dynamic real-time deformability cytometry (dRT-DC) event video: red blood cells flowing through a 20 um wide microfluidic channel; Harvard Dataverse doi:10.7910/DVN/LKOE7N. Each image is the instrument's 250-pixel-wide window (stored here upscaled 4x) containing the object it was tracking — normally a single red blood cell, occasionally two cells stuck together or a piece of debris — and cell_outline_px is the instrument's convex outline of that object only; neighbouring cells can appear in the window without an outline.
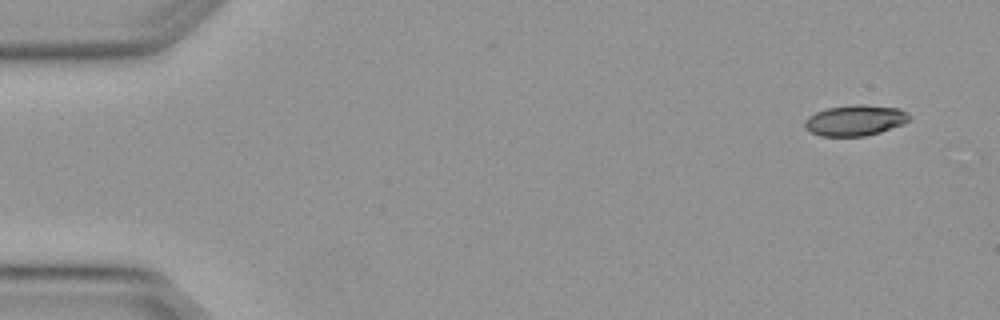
{"species": "Egyptian fruit bat (a non-hibernating species)", "species_latin": "Rousettus aegyptiacus", "temperature_condition": "warm", "stored_images_in_passage": 5, "camera_frame_rate_fps": 3000, "um_per_image_px": 0.085, "animal": {"sex": "female"}, "frame": {"image": 1, "passage_image": 1, "time_ms": 0.0, "image_size_px": [1000, 320], "cell_outline_px": [[912, 116], [904, 124], [880, 132], [864, 136], [820, 136], [808, 132], [804, 128], [804, 120], [808, 116], [816, 112], [828, 108], [852, 104], [860, 104], [900, 108], [908, 112]], "centroid_in_image_um": [72.68, 10.23], "position_along_channel_um": 12.3, "area_um2": 19.02}}
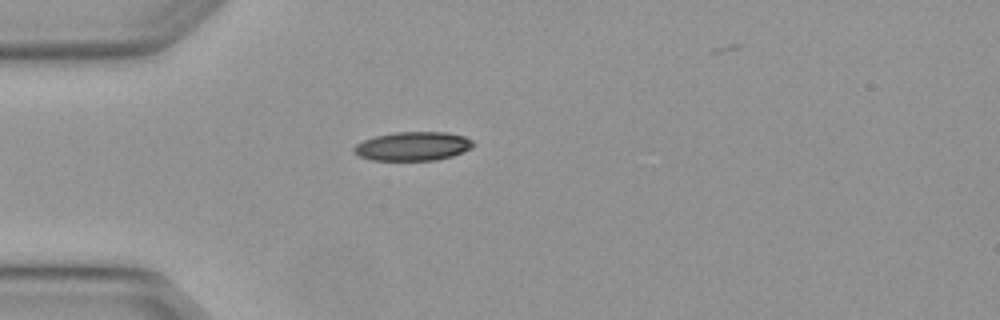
{"frame": {"image": 2, "passage_image": 4, "time_ms": 1.0, "image_size_px": [1000, 320], "cell_outline_px": [[476, 144], [472, 148], [452, 156], [436, 160], [372, 160], [360, 156], [352, 152], [352, 148], [356, 144], [364, 140], [376, 136], [392, 132], [444, 132], [464, 136], [472, 140]], "centroid_in_image_um": [35.09, 12.43], "position_along_channel_um": 49.9, "area_um2": 20.11}}